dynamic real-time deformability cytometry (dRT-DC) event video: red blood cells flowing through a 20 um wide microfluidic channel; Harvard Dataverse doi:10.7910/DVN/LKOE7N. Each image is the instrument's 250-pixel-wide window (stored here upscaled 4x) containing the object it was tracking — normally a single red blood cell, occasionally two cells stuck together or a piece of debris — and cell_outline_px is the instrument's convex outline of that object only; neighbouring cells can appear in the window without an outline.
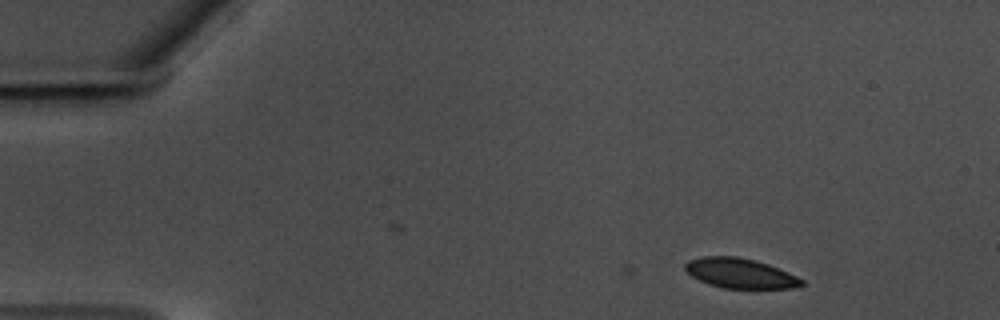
{"species": "common noctule bat (a hibernating species)", "species_latin": "Nyctalus noctula", "temperature_condition": "warm", "stored_images_in_passage": 5, "camera_frame_rate_fps": 3000, "um_per_image_px": 0.085, "animal": {"sex": "male", "body_mass_g": 17.5, "forearm_length_mm": 52.3}, "frame": {"image": 1, "passage_image": 5, "time_ms": 1.333, "image_size_px": [1000, 320], "cell_outline_px": [[804, 284], [792, 288], [724, 288], [708, 284], [692, 276], [684, 268], [684, 264], [688, 260], [704, 256], [736, 256], [768, 264], [788, 272], [804, 280]], "centroid_in_image_um": [62.9, 23.22], "position_along_channel_um": 22.1, "area_um2": 20.11}}